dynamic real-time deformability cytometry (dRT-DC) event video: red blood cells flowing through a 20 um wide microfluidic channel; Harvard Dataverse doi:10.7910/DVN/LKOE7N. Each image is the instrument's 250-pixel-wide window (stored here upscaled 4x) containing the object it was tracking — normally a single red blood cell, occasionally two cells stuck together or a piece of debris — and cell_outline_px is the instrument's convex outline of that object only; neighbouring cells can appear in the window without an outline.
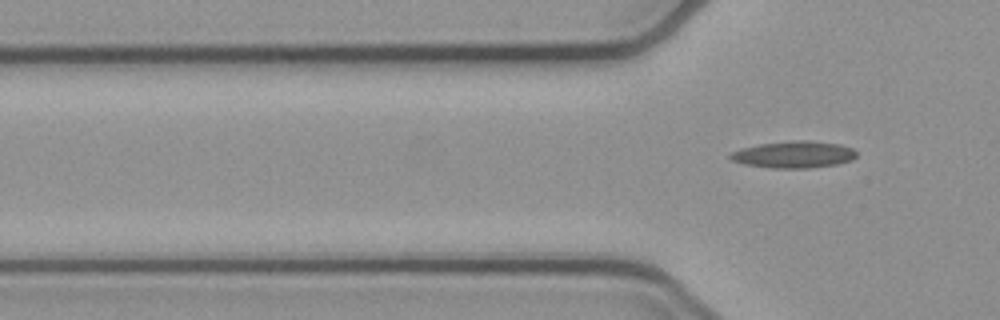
{"species": "common noctule bat (a hibernating species)", "species_latin": "Nyctalus noctula", "temperature_condition": "cold", "stored_images_in_passage": 2, "camera_frame_rate_fps": 3000, "um_per_image_px": 0.085, "animal": {"sex": "female", "body_mass_g": 21.9}, "frame": {"image": 1, "passage_image": 2, "time_ms": 0.333, "image_size_px": [1000, 320], "cell_outline_px": [[856, 156], [852, 160], [836, 164], [808, 168], [772, 168], [744, 164], [732, 160], [728, 156], [728, 152], [740, 148], [760, 144], [800, 140], [808, 140], [840, 144], [852, 148], [856, 152]], "centroid_in_image_um": [67.44, 13.13], "position_along_channel_um": 58.4, "area_um2": 19.71}}